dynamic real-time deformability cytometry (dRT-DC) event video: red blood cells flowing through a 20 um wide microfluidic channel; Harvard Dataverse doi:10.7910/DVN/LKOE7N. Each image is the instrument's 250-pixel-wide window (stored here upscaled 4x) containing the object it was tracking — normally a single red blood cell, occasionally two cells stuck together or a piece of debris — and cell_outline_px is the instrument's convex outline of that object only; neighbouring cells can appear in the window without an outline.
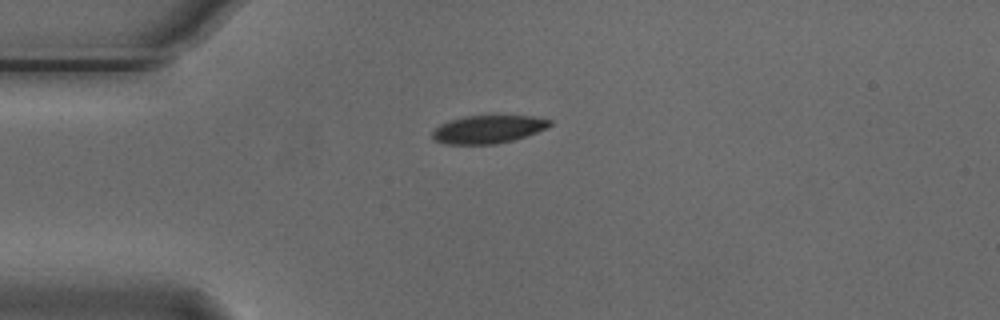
{"species": "Egyptian fruit bat (a non-hibernating species)", "species_latin": "Rousettus aegyptiacus", "temperature_condition": "cold", "stored_images_in_passage": 42, "camera_frame_rate_fps": 3000, "um_per_image_px": 0.085, "animal": {"sex": "male"}, "frame": {"image": 1, "passage_image": 1, "time_ms": 0.0, "image_size_px": [1000, 320], "cell_outline_px": [[552, 124], [548, 128], [512, 140], [496, 144], [444, 144], [432, 140], [432, 132], [440, 124], [448, 120], [468, 116], [532, 116], [552, 120]], "centroid_in_image_um": [41.46, 10.99], "position_along_channel_um": 43.5, "area_um2": 19.13}}
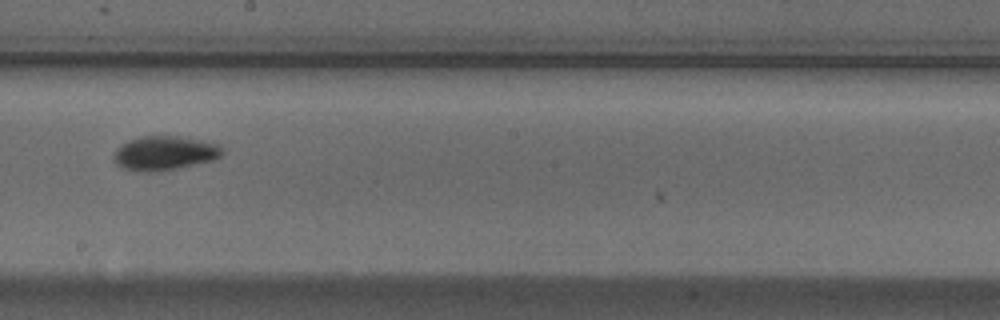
{"frame": {"image": 2, "passage_image": 18, "time_ms": 5.667, "image_size_px": [1000, 320], "cell_outline_px": [[224, 152], [220, 156], [212, 160], [176, 168], [152, 172], [136, 172], [124, 168], [116, 164], [112, 160], [112, 156], [116, 148], [128, 140], [140, 136], [180, 136], [220, 144]], "centroid_in_image_um": [13.94, 13.01], "position_along_channel_um": 234.3, "area_um2": 21.73}}
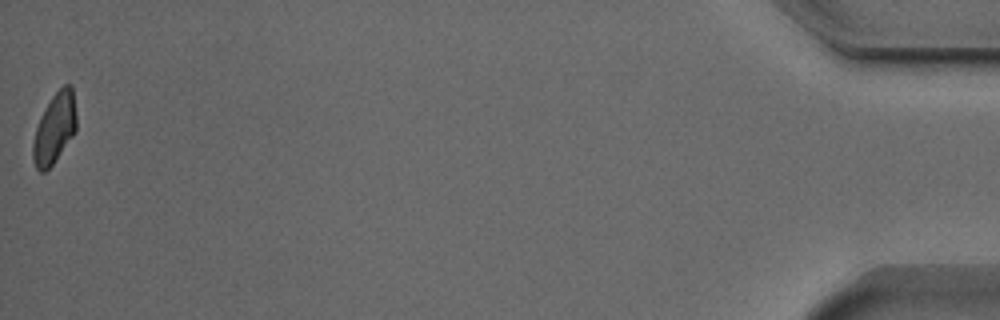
{"frame": {"image": 3, "passage_image": 42, "time_ms": 13.667, "image_size_px": [1000, 320], "cell_outline_px": [[76, 132], [52, 164], [44, 172], [40, 172], [36, 168], [32, 156], [32, 144], [36, 128], [40, 116], [44, 108], [52, 96], [64, 84], [72, 84], [76, 116]], "centroid_in_image_um": [4.63, 10.89], "position_along_channel_um": 430.6, "area_um2": 17.8}, "authors_computed_cell_mechanics": {"area_um2": 19.5075, "velocity_mm_per_s": 3.7255, "shape_relaxation_time_tau1_ms": 2.3874, "shape_relaxation_time_tau2_ms": 2.9045, "deformation_change_tau1": 0.1047, "deformation_change_tau2": 0.0707}}